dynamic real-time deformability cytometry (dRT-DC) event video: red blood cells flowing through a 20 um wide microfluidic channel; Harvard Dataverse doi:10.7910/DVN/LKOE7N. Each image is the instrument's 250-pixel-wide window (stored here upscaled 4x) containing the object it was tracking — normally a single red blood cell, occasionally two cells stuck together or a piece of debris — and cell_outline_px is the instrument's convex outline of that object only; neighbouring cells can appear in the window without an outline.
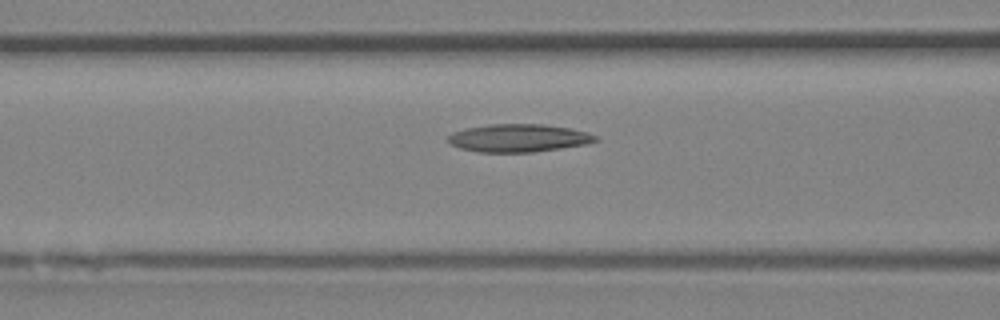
{"species": "Egyptian fruit bat (a non-hibernating species)", "species_latin": "Rousettus aegyptiacus", "temperature_condition": "room temperature", "stored_images_in_passage": 8, "camera_frame_rate_fps": 3000, "um_per_image_px": 0.085, "animal": {"sex": "female"}, "frame": {"image": 1, "passage_image": 6, "time_ms": 1.667, "image_size_px": [1000, 320], "cell_outline_px": [[600, 140], [584, 144], [560, 148], [532, 152], [476, 152], [460, 148], [448, 144], [448, 136], [452, 132], [464, 128], [488, 124], [544, 124], [572, 128], [588, 132], [596, 136]], "centroid_in_image_um": [44.04, 11.72], "position_along_channel_um": 122.6, "area_um2": 24.16}}